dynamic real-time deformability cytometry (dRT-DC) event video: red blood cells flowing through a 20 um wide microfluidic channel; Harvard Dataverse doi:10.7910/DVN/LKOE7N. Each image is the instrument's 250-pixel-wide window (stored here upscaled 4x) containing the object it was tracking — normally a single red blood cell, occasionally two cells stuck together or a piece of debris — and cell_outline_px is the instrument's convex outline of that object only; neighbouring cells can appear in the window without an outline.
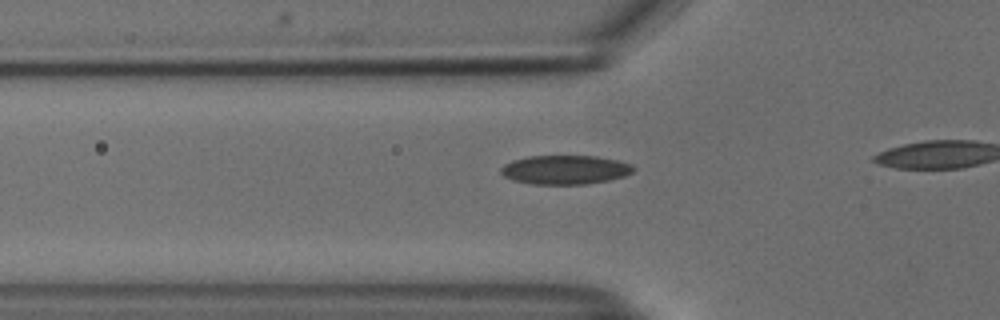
{"species": "common noctule bat (a hibernating species)", "species_latin": "Nyctalus noctula", "temperature_condition": "cold", "stored_images_in_passage": 16, "camera_frame_rate_fps": 3000, "um_per_image_px": 0.085, "animal": {"sex": "male", "body_mass_g": 18.8}, "frame": {"image": 1, "passage_image": 7, "time_ms": 2.0, "image_size_px": [1000, 320], "cell_outline_px": [[636, 168], [632, 172], [624, 176], [608, 180], [584, 184], [532, 184], [512, 180], [504, 176], [500, 172], [500, 168], [504, 164], [512, 160], [528, 156], [596, 156], [616, 160], [632, 164]], "centroid_in_image_um": [48.01, 14.42], "position_along_channel_um": 77.8, "area_um2": 22.43}}
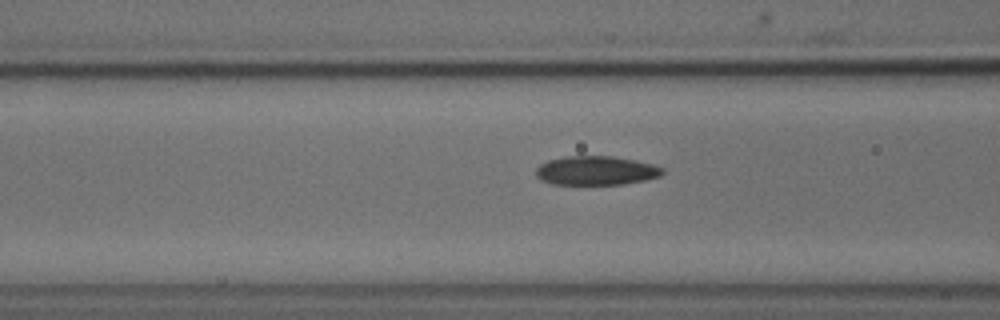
{"frame": {"image": 2, "passage_image": 10, "time_ms": 3.0, "image_size_px": [1000, 320], "cell_outline_px": [[664, 172], [660, 176], [644, 180], [624, 184], [552, 184], [540, 180], [536, 176], [536, 168], [540, 164], [548, 160], [564, 156], [612, 156], [636, 160], [652, 164], [664, 168]], "centroid_in_image_um": [50.65, 14.49], "position_along_channel_um": 115.9, "area_um2": 21.5}}